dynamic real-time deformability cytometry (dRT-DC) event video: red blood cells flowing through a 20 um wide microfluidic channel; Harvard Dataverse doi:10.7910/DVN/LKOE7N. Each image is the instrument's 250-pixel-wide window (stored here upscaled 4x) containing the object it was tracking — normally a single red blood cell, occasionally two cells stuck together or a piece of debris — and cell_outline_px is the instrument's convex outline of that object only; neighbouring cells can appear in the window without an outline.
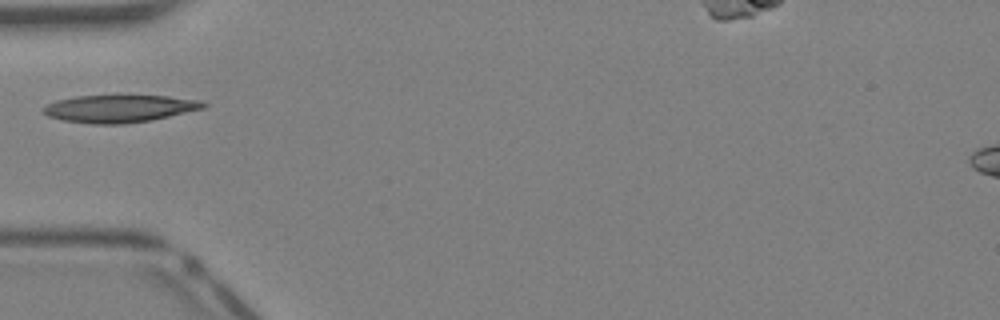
{"species": "Egyptian fruit bat (a non-hibernating species)", "species_latin": "Rousettus aegyptiacus", "temperature_condition": "warm", "stored_images_in_passage": 28, "camera_frame_rate_fps": 3000, "um_per_image_px": 0.085, "animal": {"sex": "female"}, "frame": {"image": 1, "passage_image": 1, "time_ms": 0.0, "image_size_px": [1000, 320], "cell_outline_px": [[208, 104], [204, 108], [152, 120], [124, 124], [92, 124], [64, 120], [48, 116], [40, 108], [44, 104], [56, 100], [76, 96], [168, 96], [200, 100]], "centroid_in_image_um": [10.12, 9.23], "position_along_channel_um": 74.9, "area_um2": 25.61}}
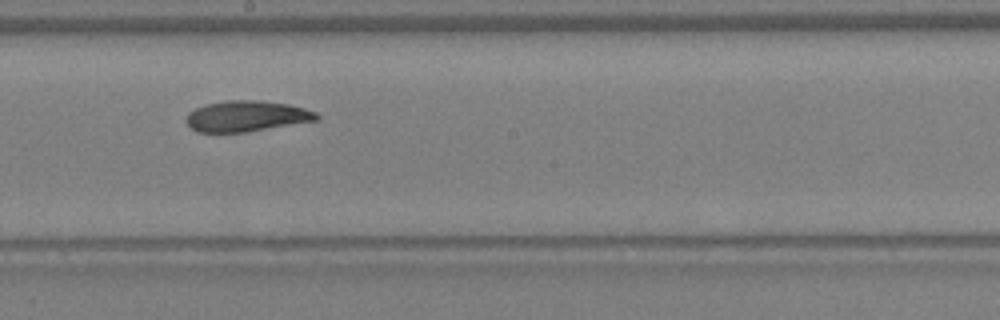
{"frame": {"image": 2, "passage_image": 10, "time_ms": 3.0, "image_size_px": [1000, 320], "cell_outline_px": [[320, 120], [244, 132], [196, 132], [184, 120], [188, 112], [196, 108], [208, 104], [228, 100], [256, 100], [288, 104], [304, 108], [316, 112], [320, 116]], "centroid_in_image_um": [20.97, 9.87], "position_along_channel_um": 227.2, "area_um2": 23.35}}
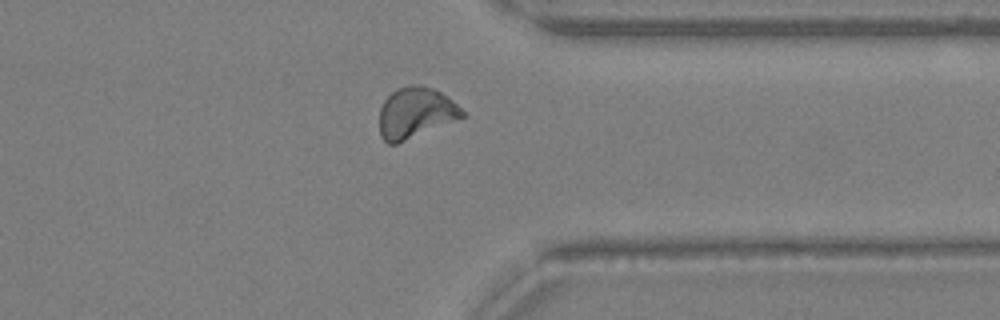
{"frame": {"image": 3, "passage_image": 19, "time_ms": 6.0, "image_size_px": [1000, 320], "cell_outline_px": [[464, 116], [396, 144], [388, 144], [380, 136], [380, 108], [384, 100], [396, 88], [408, 84], [420, 84], [432, 88], [440, 92], [452, 100], [464, 112]], "centroid_in_image_um": [35.28, 9.56], "position_along_channel_um": 376.1, "area_um2": 24.22}}